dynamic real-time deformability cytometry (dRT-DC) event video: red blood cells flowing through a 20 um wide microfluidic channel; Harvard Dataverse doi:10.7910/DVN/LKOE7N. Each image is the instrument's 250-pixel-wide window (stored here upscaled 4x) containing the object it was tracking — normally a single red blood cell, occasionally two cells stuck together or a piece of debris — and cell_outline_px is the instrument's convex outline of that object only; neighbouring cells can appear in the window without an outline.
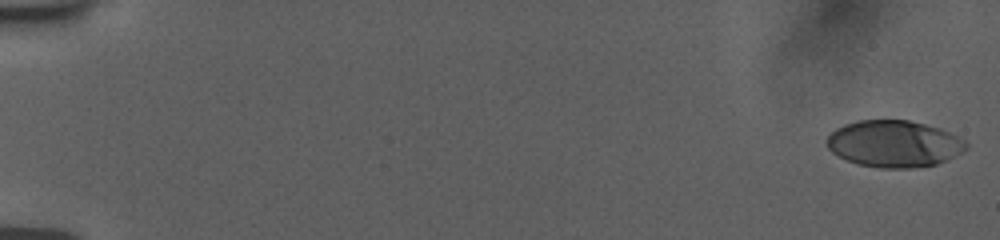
{"species": "human", "species_latin": "Homo sapiens", "temperature_condition": "room temperature", "stored_images_in_passage": 56, "camera_frame_rate_fps": 3000, "um_per_image_px": 0.085, "donor": {"sex": "female"}, "frame": {"image": 1, "passage_image": 1, "time_ms": 0.0, "image_size_px": [1000, 240], "cell_outline_px": [[968, 148], [936, 164], [912, 168], [880, 168], [856, 164], [832, 152], [828, 148], [824, 140], [836, 128], [844, 124], [860, 120], [908, 120], [940, 128], [964, 140], [968, 144]], "centroid_in_image_um": [75.95, 12.22], "position_along_channel_um": 9.0, "area_um2": 37.74}}
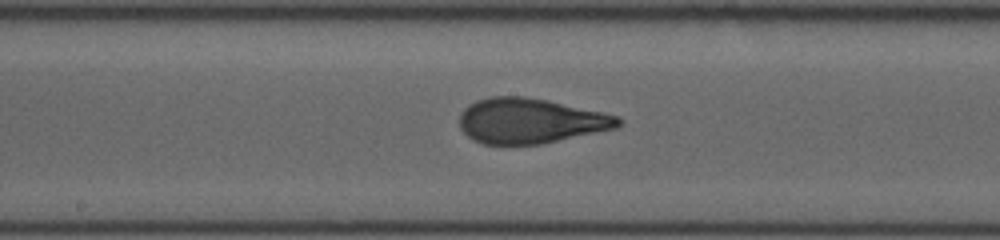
{"frame": {"image": 2, "passage_image": 31, "time_ms": 10.0, "image_size_px": [1000, 240], "cell_outline_px": [[624, 120], [616, 128], [540, 144], [504, 148], [484, 144], [468, 136], [460, 128], [460, 112], [468, 104], [476, 100], [492, 96], [524, 96], [548, 100], [604, 112], [620, 116]], "centroid_in_image_um": [45.06, 10.29], "position_along_channel_um": 203.1, "area_um2": 42.6}}
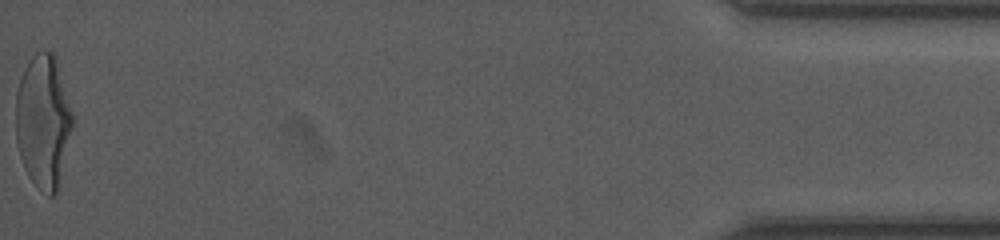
{"frame": {"image": 3, "passage_image": 56, "time_ms": 18.333, "image_size_px": [1000, 240], "cell_outline_px": [[72, 124], [56, 192], [52, 196], [48, 196], [28, 176], [24, 168], [20, 156], [16, 140], [16, 92], [20, 76], [28, 60], [40, 48], [44, 48], [52, 52], [56, 56], [72, 112]], "centroid_in_image_um": [3.64, 10.21], "position_along_channel_um": 431.6, "area_um2": 43.75}, "authors_computed_cell_mechanics": {"area_um2": 41.0669, "velocity_mm_per_s": 3.7731, "shape_relaxation_time_tau1_ms": 5.2748, "shape_relaxation_time_tau2_ms": 0.7187, "deformation_change_tau1": 0.2167, "deformation_change_tau2": 0.0759}}